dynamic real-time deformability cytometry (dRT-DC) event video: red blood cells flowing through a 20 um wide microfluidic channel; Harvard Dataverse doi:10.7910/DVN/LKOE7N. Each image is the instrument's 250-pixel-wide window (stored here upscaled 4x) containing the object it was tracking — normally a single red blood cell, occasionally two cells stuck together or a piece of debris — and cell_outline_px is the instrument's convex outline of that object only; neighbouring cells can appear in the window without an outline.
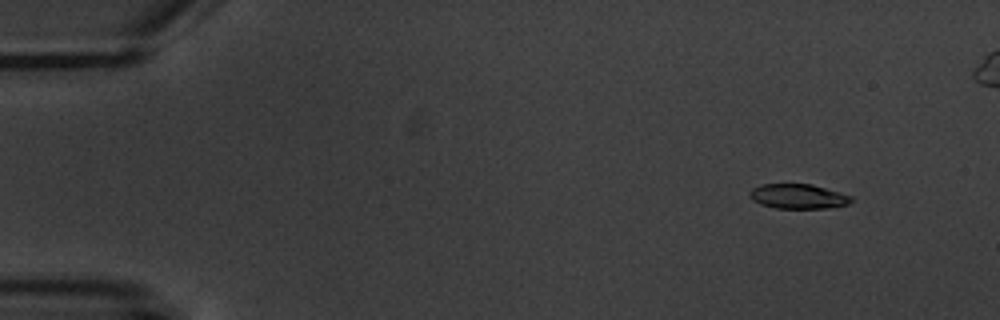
{"species": "common noctule bat (a hibernating species)", "species_latin": "Nyctalus noctula", "temperature_condition": "warm", "stored_images_in_passage": 5, "camera_frame_rate_fps": 3000, "um_per_image_px": 0.085, "animal": {"sex": "male", "body_mass_g": 20.1, "forearm_length_mm": 53.5}, "frame": {"image": 1, "passage_image": 2, "time_ms": 1.0, "image_size_px": [1000, 320], "cell_outline_px": [[852, 200], [848, 204], [824, 208], [776, 208], [760, 204], [752, 200], [748, 196], [748, 192], [752, 188], [760, 184], [812, 184], [852, 196]], "centroid_in_image_um": [67.78, 16.68], "position_along_channel_um": 17.2, "area_um2": 14.62}}